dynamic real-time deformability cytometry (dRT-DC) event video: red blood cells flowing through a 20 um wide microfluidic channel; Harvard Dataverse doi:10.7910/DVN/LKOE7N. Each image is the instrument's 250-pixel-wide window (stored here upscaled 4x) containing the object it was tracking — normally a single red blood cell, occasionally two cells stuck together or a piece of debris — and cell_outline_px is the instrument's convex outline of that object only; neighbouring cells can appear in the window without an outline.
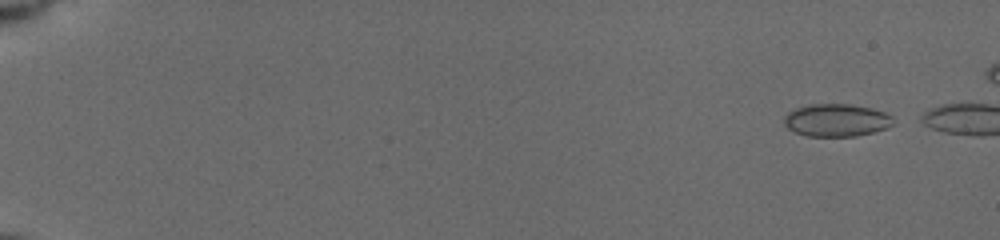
{"species": "common noctule bat (a hibernating species)", "species_latin": "Nyctalus noctula", "temperature_condition": "cold", "stored_images_in_passage": 69, "camera_frame_rate_fps": 3000, "um_per_image_px": 0.085, "animal": {"sex": "female", "body_mass_g": 19.5, "forearm_length_mm": 54.1}, "frame": {"image": 1, "passage_image": 1, "time_ms": 0.0, "image_size_px": [1000, 240], "cell_outline_px": [[892, 124], [888, 128], [856, 136], [808, 136], [796, 132], [788, 128], [784, 124], [784, 116], [788, 112], [796, 108], [808, 104], [852, 104], [872, 108], [884, 112], [892, 116]], "centroid_in_image_um": [71.09, 10.21], "position_along_channel_um": 13.9, "area_um2": 20.75}}
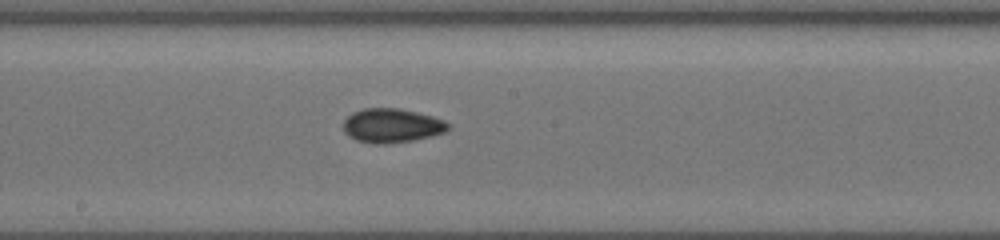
{"frame": {"image": 2, "passage_image": 39, "time_ms": 9.333, "image_size_px": [1000, 240], "cell_outline_px": [[448, 128], [444, 132], [432, 136], [412, 140], [384, 144], [376, 144], [356, 140], [348, 136], [344, 132], [344, 120], [352, 112], [364, 108], [400, 108], [432, 116], [444, 120], [448, 124]], "centroid_in_image_um": [33.27, 10.67], "position_along_channel_um": 214.9, "area_um2": 20.75}}
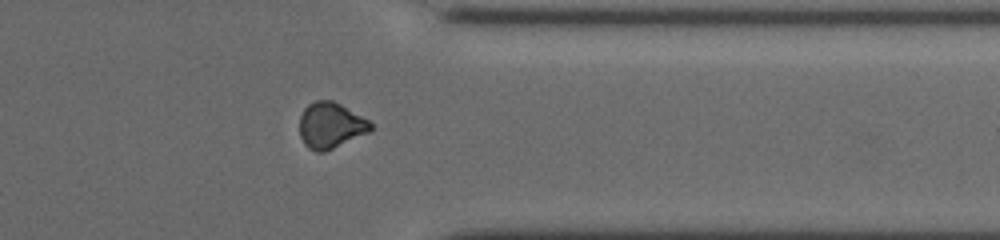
{"frame": {"image": 3, "passage_image": 60, "time_ms": 13.667, "image_size_px": [1000, 240], "cell_outline_px": [[372, 132], [324, 152], [316, 152], [308, 148], [304, 144], [300, 136], [300, 116], [304, 108], [308, 104], [316, 100], [332, 100], [340, 104], [368, 120], [372, 124]], "centroid_in_image_um": [28.11, 10.67], "position_along_channel_um": 383.3, "area_um2": 19.13}}